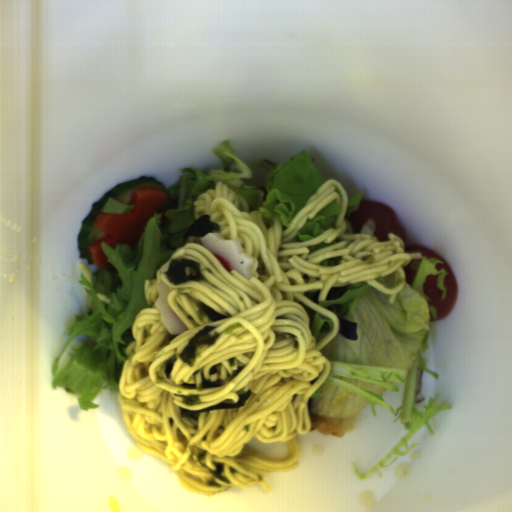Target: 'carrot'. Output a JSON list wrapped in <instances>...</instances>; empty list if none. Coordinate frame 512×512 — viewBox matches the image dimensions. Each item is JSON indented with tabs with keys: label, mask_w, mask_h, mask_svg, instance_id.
Here are the masks:
<instances>
[{
	"label": "carrot",
	"mask_w": 512,
	"mask_h": 512,
	"mask_svg": "<svg viewBox=\"0 0 512 512\" xmlns=\"http://www.w3.org/2000/svg\"><path fill=\"white\" fill-rule=\"evenodd\" d=\"M168 194L158 186H142L133 190L129 201L115 199L124 206H133L124 214L98 213L93 225L105 233L90 244L89 250L95 265L102 271L108 264L101 244L105 243L113 250L117 245L135 247L141 239L148 222L161 209ZM160 208V209H159Z\"/></svg>",
	"instance_id": "1"
}]
</instances>
